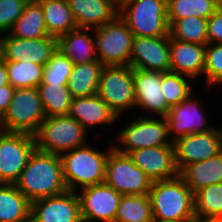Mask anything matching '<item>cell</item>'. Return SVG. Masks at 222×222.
<instances>
[{
	"mask_svg": "<svg viewBox=\"0 0 222 222\" xmlns=\"http://www.w3.org/2000/svg\"><path fill=\"white\" fill-rule=\"evenodd\" d=\"M46 119L37 88L15 89L13 99L0 119L1 131L34 135Z\"/></svg>",
	"mask_w": 222,
	"mask_h": 222,
	"instance_id": "obj_7",
	"label": "cell"
},
{
	"mask_svg": "<svg viewBox=\"0 0 222 222\" xmlns=\"http://www.w3.org/2000/svg\"><path fill=\"white\" fill-rule=\"evenodd\" d=\"M118 15L134 36H169L167 0H122Z\"/></svg>",
	"mask_w": 222,
	"mask_h": 222,
	"instance_id": "obj_5",
	"label": "cell"
},
{
	"mask_svg": "<svg viewBox=\"0 0 222 222\" xmlns=\"http://www.w3.org/2000/svg\"><path fill=\"white\" fill-rule=\"evenodd\" d=\"M196 218L222 217V183L205 186L194 193Z\"/></svg>",
	"mask_w": 222,
	"mask_h": 222,
	"instance_id": "obj_35",
	"label": "cell"
},
{
	"mask_svg": "<svg viewBox=\"0 0 222 222\" xmlns=\"http://www.w3.org/2000/svg\"><path fill=\"white\" fill-rule=\"evenodd\" d=\"M129 66L140 70L169 72V36H134Z\"/></svg>",
	"mask_w": 222,
	"mask_h": 222,
	"instance_id": "obj_18",
	"label": "cell"
},
{
	"mask_svg": "<svg viewBox=\"0 0 222 222\" xmlns=\"http://www.w3.org/2000/svg\"><path fill=\"white\" fill-rule=\"evenodd\" d=\"M203 76L206 87L202 86V90L210 92L222 86V43L206 45Z\"/></svg>",
	"mask_w": 222,
	"mask_h": 222,
	"instance_id": "obj_37",
	"label": "cell"
},
{
	"mask_svg": "<svg viewBox=\"0 0 222 222\" xmlns=\"http://www.w3.org/2000/svg\"><path fill=\"white\" fill-rule=\"evenodd\" d=\"M35 149L34 135L0 131V183L14 184Z\"/></svg>",
	"mask_w": 222,
	"mask_h": 222,
	"instance_id": "obj_12",
	"label": "cell"
},
{
	"mask_svg": "<svg viewBox=\"0 0 222 222\" xmlns=\"http://www.w3.org/2000/svg\"><path fill=\"white\" fill-rule=\"evenodd\" d=\"M89 132L70 116L46 117L34 134L36 150L61 156L87 145Z\"/></svg>",
	"mask_w": 222,
	"mask_h": 222,
	"instance_id": "obj_4",
	"label": "cell"
},
{
	"mask_svg": "<svg viewBox=\"0 0 222 222\" xmlns=\"http://www.w3.org/2000/svg\"><path fill=\"white\" fill-rule=\"evenodd\" d=\"M93 33V34H91ZM57 49L70 58L73 65L98 60L95 34L91 28H76L57 38Z\"/></svg>",
	"mask_w": 222,
	"mask_h": 222,
	"instance_id": "obj_23",
	"label": "cell"
},
{
	"mask_svg": "<svg viewBox=\"0 0 222 222\" xmlns=\"http://www.w3.org/2000/svg\"><path fill=\"white\" fill-rule=\"evenodd\" d=\"M128 155L152 182L173 179L179 175L173 145L136 149Z\"/></svg>",
	"mask_w": 222,
	"mask_h": 222,
	"instance_id": "obj_19",
	"label": "cell"
},
{
	"mask_svg": "<svg viewBox=\"0 0 222 222\" xmlns=\"http://www.w3.org/2000/svg\"><path fill=\"white\" fill-rule=\"evenodd\" d=\"M214 4L217 10H222V0H214Z\"/></svg>",
	"mask_w": 222,
	"mask_h": 222,
	"instance_id": "obj_43",
	"label": "cell"
},
{
	"mask_svg": "<svg viewBox=\"0 0 222 222\" xmlns=\"http://www.w3.org/2000/svg\"><path fill=\"white\" fill-rule=\"evenodd\" d=\"M15 92V88L9 84L0 86V117L7 111Z\"/></svg>",
	"mask_w": 222,
	"mask_h": 222,
	"instance_id": "obj_40",
	"label": "cell"
},
{
	"mask_svg": "<svg viewBox=\"0 0 222 222\" xmlns=\"http://www.w3.org/2000/svg\"><path fill=\"white\" fill-rule=\"evenodd\" d=\"M191 78L172 71L164 72L161 80V91L167 104L172 107L178 105L197 89Z\"/></svg>",
	"mask_w": 222,
	"mask_h": 222,
	"instance_id": "obj_34",
	"label": "cell"
},
{
	"mask_svg": "<svg viewBox=\"0 0 222 222\" xmlns=\"http://www.w3.org/2000/svg\"><path fill=\"white\" fill-rule=\"evenodd\" d=\"M29 0H0V34L8 33Z\"/></svg>",
	"mask_w": 222,
	"mask_h": 222,
	"instance_id": "obj_38",
	"label": "cell"
},
{
	"mask_svg": "<svg viewBox=\"0 0 222 222\" xmlns=\"http://www.w3.org/2000/svg\"><path fill=\"white\" fill-rule=\"evenodd\" d=\"M208 43H222V10H216L207 19Z\"/></svg>",
	"mask_w": 222,
	"mask_h": 222,
	"instance_id": "obj_39",
	"label": "cell"
},
{
	"mask_svg": "<svg viewBox=\"0 0 222 222\" xmlns=\"http://www.w3.org/2000/svg\"><path fill=\"white\" fill-rule=\"evenodd\" d=\"M82 222H115L122 197L105 183L81 188L77 192Z\"/></svg>",
	"mask_w": 222,
	"mask_h": 222,
	"instance_id": "obj_14",
	"label": "cell"
},
{
	"mask_svg": "<svg viewBox=\"0 0 222 222\" xmlns=\"http://www.w3.org/2000/svg\"><path fill=\"white\" fill-rule=\"evenodd\" d=\"M97 95L119 118L135 110L133 68L129 65L104 66L100 74Z\"/></svg>",
	"mask_w": 222,
	"mask_h": 222,
	"instance_id": "obj_8",
	"label": "cell"
},
{
	"mask_svg": "<svg viewBox=\"0 0 222 222\" xmlns=\"http://www.w3.org/2000/svg\"><path fill=\"white\" fill-rule=\"evenodd\" d=\"M9 83L15 88H37L42 82L44 65L29 61H5Z\"/></svg>",
	"mask_w": 222,
	"mask_h": 222,
	"instance_id": "obj_32",
	"label": "cell"
},
{
	"mask_svg": "<svg viewBox=\"0 0 222 222\" xmlns=\"http://www.w3.org/2000/svg\"><path fill=\"white\" fill-rule=\"evenodd\" d=\"M149 195H122L115 222H152Z\"/></svg>",
	"mask_w": 222,
	"mask_h": 222,
	"instance_id": "obj_30",
	"label": "cell"
},
{
	"mask_svg": "<svg viewBox=\"0 0 222 222\" xmlns=\"http://www.w3.org/2000/svg\"><path fill=\"white\" fill-rule=\"evenodd\" d=\"M149 197L153 220L194 222V193L179 175L154 181Z\"/></svg>",
	"mask_w": 222,
	"mask_h": 222,
	"instance_id": "obj_3",
	"label": "cell"
},
{
	"mask_svg": "<svg viewBox=\"0 0 222 222\" xmlns=\"http://www.w3.org/2000/svg\"><path fill=\"white\" fill-rule=\"evenodd\" d=\"M152 222H174V221L153 220Z\"/></svg>",
	"mask_w": 222,
	"mask_h": 222,
	"instance_id": "obj_45",
	"label": "cell"
},
{
	"mask_svg": "<svg viewBox=\"0 0 222 222\" xmlns=\"http://www.w3.org/2000/svg\"><path fill=\"white\" fill-rule=\"evenodd\" d=\"M162 74L163 72L133 68L135 110H139V116H144V114L145 117H148V115L149 117L167 116L171 107L167 104L161 91ZM140 110H143V112Z\"/></svg>",
	"mask_w": 222,
	"mask_h": 222,
	"instance_id": "obj_15",
	"label": "cell"
},
{
	"mask_svg": "<svg viewBox=\"0 0 222 222\" xmlns=\"http://www.w3.org/2000/svg\"><path fill=\"white\" fill-rule=\"evenodd\" d=\"M169 48L170 71L199 82L203 78L206 45L175 40L169 36Z\"/></svg>",
	"mask_w": 222,
	"mask_h": 222,
	"instance_id": "obj_20",
	"label": "cell"
},
{
	"mask_svg": "<svg viewBox=\"0 0 222 222\" xmlns=\"http://www.w3.org/2000/svg\"><path fill=\"white\" fill-rule=\"evenodd\" d=\"M118 4L122 1V0H115Z\"/></svg>",
	"mask_w": 222,
	"mask_h": 222,
	"instance_id": "obj_46",
	"label": "cell"
},
{
	"mask_svg": "<svg viewBox=\"0 0 222 222\" xmlns=\"http://www.w3.org/2000/svg\"><path fill=\"white\" fill-rule=\"evenodd\" d=\"M196 91L197 89L178 105L172 106L165 117L172 142L190 134L211 131L216 126L215 123L211 124V119H207L210 116L204 112L206 110L202 107L204 103L198 97L200 91L198 93Z\"/></svg>",
	"mask_w": 222,
	"mask_h": 222,
	"instance_id": "obj_11",
	"label": "cell"
},
{
	"mask_svg": "<svg viewBox=\"0 0 222 222\" xmlns=\"http://www.w3.org/2000/svg\"><path fill=\"white\" fill-rule=\"evenodd\" d=\"M179 176L193 193L205 186L222 183V151L206 161L185 166Z\"/></svg>",
	"mask_w": 222,
	"mask_h": 222,
	"instance_id": "obj_24",
	"label": "cell"
},
{
	"mask_svg": "<svg viewBox=\"0 0 222 222\" xmlns=\"http://www.w3.org/2000/svg\"><path fill=\"white\" fill-rule=\"evenodd\" d=\"M104 183L122 195H149L153 182L128 154L113 147L108 154Z\"/></svg>",
	"mask_w": 222,
	"mask_h": 222,
	"instance_id": "obj_10",
	"label": "cell"
},
{
	"mask_svg": "<svg viewBox=\"0 0 222 222\" xmlns=\"http://www.w3.org/2000/svg\"><path fill=\"white\" fill-rule=\"evenodd\" d=\"M37 89L46 117L68 115L72 96L67 85L40 84Z\"/></svg>",
	"mask_w": 222,
	"mask_h": 222,
	"instance_id": "obj_29",
	"label": "cell"
},
{
	"mask_svg": "<svg viewBox=\"0 0 222 222\" xmlns=\"http://www.w3.org/2000/svg\"><path fill=\"white\" fill-rule=\"evenodd\" d=\"M8 34L21 39L49 36L45 26L43 10L37 0H29L21 16L15 21Z\"/></svg>",
	"mask_w": 222,
	"mask_h": 222,
	"instance_id": "obj_28",
	"label": "cell"
},
{
	"mask_svg": "<svg viewBox=\"0 0 222 222\" xmlns=\"http://www.w3.org/2000/svg\"><path fill=\"white\" fill-rule=\"evenodd\" d=\"M72 68V60L57 49L44 66L41 84L67 85Z\"/></svg>",
	"mask_w": 222,
	"mask_h": 222,
	"instance_id": "obj_36",
	"label": "cell"
},
{
	"mask_svg": "<svg viewBox=\"0 0 222 222\" xmlns=\"http://www.w3.org/2000/svg\"><path fill=\"white\" fill-rule=\"evenodd\" d=\"M169 36L175 40L207 45V19L197 16L177 19L169 25Z\"/></svg>",
	"mask_w": 222,
	"mask_h": 222,
	"instance_id": "obj_31",
	"label": "cell"
},
{
	"mask_svg": "<svg viewBox=\"0 0 222 222\" xmlns=\"http://www.w3.org/2000/svg\"><path fill=\"white\" fill-rule=\"evenodd\" d=\"M216 10L214 0H167V22L190 16L208 19Z\"/></svg>",
	"mask_w": 222,
	"mask_h": 222,
	"instance_id": "obj_33",
	"label": "cell"
},
{
	"mask_svg": "<svg viewBox=\"0 0 222 222\" xmlns=\"http://www.w3.org/2000/svg\"><path fill=\"white\" fill-rule=\"evenodd\" d=\"M8 72L5 61L0 59V86L9 85Z\"/></svg>",
	"mask_w": 222,
	"mask_h": 222,
	"instance_id": "obj_41",
	"label": "cell"
},
{
	"mask_svg": "<svg viewBox=\"0 0 222 222\" xmlns=\"http://www.w3.org/2000/svg\"><path fill=\"white\" fill-rule=\"evenodd\" d=\"M178 172L185 166L202 162L222 151V127L217 125L208 132L194 133L172 142Z\"/></svg>",
	"mask_w": 222,
	"mask_h": 222,
	"instance_id": "obj_13",
	"label": "cell"
},
{
	"mask_svg": "<svg viewBox=\"0 0 222 222\" xmlns=\"http://www.w3.org/2000/svg\"><path fill=\"white\" fill-rule=\"evenodd\" d=\"M92 144L74 148L60 156L68 190L77 192L81 188L104 183L106 162L113 144L107 145L105 151L96 146L94 148Z\"/></svg>",
	"mask_w": 222,
	"mask_h": 222,
	"instance_id": "obj_2",
	"label": "cell"
},
{
	"mask_svg": "<svg viewBox=\"0 0 222 222\" xmlns=\"http://www.w3.org/2000/svg\"><path fill=\"white\" fill-rule=\"evenodd\" d=\"M14 185L31 202L65 192L61 157L35 149Z\"/></svg>",
	"mask_w": 222,
	"mask_h": 222,
	"instance_id": "obj_1",
	"label": "cell"
},
{
	"mask_svg": "<svg viewBox=\"0 0 222 222\" xmlns=\"http://www.w3.org/2000/svg\"><path fill=\"white\" fill-rule=\"evenodd\" d=\"M194 222H222V217L195 218Z\"/></svg>",
	"mask_w": 222,
	"mask_h": 222,
	"instance_id": "obj_42",
	"label": "cell"
},
{
	"mask_svg": "<svg viewBox=\"0 0 222 222\" xmlns=\"http://www.w3.org/2000/svg\"><path fill=\"white\" fill-rule=\"evenodd\" d=\"M77 28H96L118 16L115 0H67Z\"/></svg>",
	"mask_w": 222,
	"mask_h": 222,
	"instance_id": "obj_22",
	"label": "cell"
},
{
	"mask_svg": "<svg viewBox=\"0 0 222 222\" xmlns=\"http://www.w3.org/2000/svg\"><path fill=\"white\" fill-rule=\"evenodd\" d=\"M103 67L104 65L99 60L73 65L67 84L72 98L97 94Z\"/></svg>",
	"mask_w": 222,
	"mask_h": 222,
	"instance_id": "obj_27",
	"label": "cell"
},
{
	"mask_svg": "<svg viewBox=\"0 0 222 222\" xmlns=\"http://www.w3.org/2000/svg\"><path fill=\"white\" fill-rule=\"evenodd\" d=\"M31 201L14 184L0 183V222H30Z\"/></svg>",
	"mask_w": 222,
	"mask_h": 222,
	"instance_id": "obj_25",
	"label": "cell"
},
{
	"mask_svg": "<svg viewBox=\"0 0 222 222\" xmlns=\"http://www.w3.org/2000/svg\"><path fill=\"white\" fill-rule=\"evenodd\" d=\"M2 58V35L0 34V59Z\"/></svg>",
	"mask_w": 222,
	"mask_h": 222,
	"instance_id": "obj_44",
	"label": "cell"
},
{
	"mask_svg": "<svg viewBox=\"0 0 222 222\" xmlns=\"http://www.w3.org/2000/svg\"><path fill=\"white\" fill-rule=\"evenodd\" d=\"M42 7L49 36L58 38L77 28L67 0H37Z\"/></svg>",
	"mask_w": 222,
	"mask_h": 222,
	"instance_id": "obj_26",
	"label": "cell"
},
{
	"mask_svg": "<svg viewBox=\"0 0 222 222\" xmlns=\"http://www.w3.org/2000/svg\"><path fill=\"white\" fill-rule=\"evenodd\" d=\"M134 115L135 118L128 119L129 122L116 131L112 144L118 152L129 154L136 149L173 145L165 117Z\"/></svg>",
	"mask_w": 222,
	"mask_h": 222,
	"instance_id": "obj_6",
	"label": "cell"
},
{
	"mask_svg": "<svg viewBox=\"0 0 222 222\" xmlns=\"http://www.w3.org/2000/svg\"><path fill=\"white\" fill-rule=\"evenodd\" d=\"M30 222H82L76 192H65L31 202Z\"/></svg>",
	"mask_w": 222,
	"mask_h": 222,
	"instance_id": "obj_16",
	"label": "cell"
},
{
	"mask_svg": "<svg viewBox=\"0 0 222 222\" xmlns=\"http://www.w3.org/2000/svg\"><path fill=\"white\" fill-rule=\"evenodd\" d=\"M2 35V59L4 61H29L45 66L57 50L56 37L21 39L12 37L8 33Z\"/></svg>",
	"mask_w": 222,
	"mask_h": 222,
	"instance_id": "obj_17",
	"label": "cell"
},
{
	"mask_svg": "<svg viewBox=\"0 0 222 222\" xmlns=\"http://www.w3.org/2000/svg\"><path fill=\"white\" fill-rule=\"evenodd\" d=\"M68 116L76 119L88 132L103 125H116L121 120L97 94L72 98Z\"/></svg>",
	"mask_w": 222,
	"mask_h": 222,
	"instance_id": "obj_21",
	"label": "cell"
},
{
	"mask_svg": "<svg viewBox=\"0 0 222 222\" xmlns=\"http://www.w3.org/2000/svg\"><path fill=\"white\" fill-rule=\"evenodd\" d=\"M93 32L97 58L104 66L129 65L134 35L119 15Z\"/></svg>",
	"mask_w": 222,
	"mask_h": 222,
	"instance_id": "obj_9",
	"label": "cell"
}]
</instances>
